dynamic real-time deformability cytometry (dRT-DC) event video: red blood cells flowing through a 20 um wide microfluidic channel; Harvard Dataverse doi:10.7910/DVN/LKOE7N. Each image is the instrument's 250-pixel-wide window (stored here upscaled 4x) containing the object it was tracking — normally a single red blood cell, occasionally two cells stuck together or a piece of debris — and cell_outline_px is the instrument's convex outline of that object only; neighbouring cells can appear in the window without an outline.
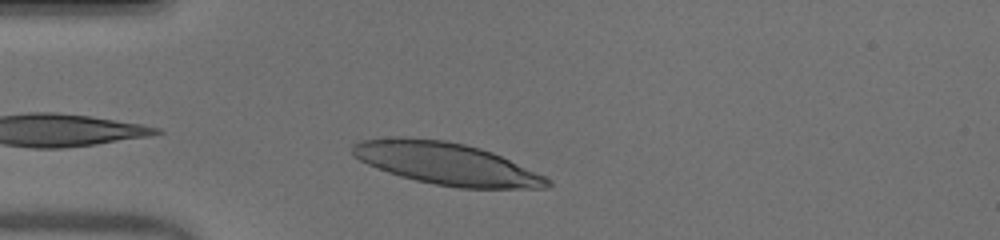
{"species": "human", "species_latin": "Homo sapiens", "temperature_condition": "warm", "stored_images_in_passage": 36, "camera_frame_rate_fps": 3000, "um_per_image_px": 0.085, "donor": {"sex": "male"}, "frame": {"image": 1, "passage_image": 2, "time_ms": 0.333, "image_size_px": [1000, 240], "cell_outline_px": [[552, 184], [544, 188], [460, 188], [436, 184], [416, 180], [400, 176], [388, 172], [368, 164], [360, 160], [352, 152], [352, 144], [360, 140], [444, 140], [464, 144], [480, 148], [492, 152], [544, 176]], "centroid_in_image_um": [38.0, 13.95], "position_along_channel_um": 47.0, "area_um2": 46.12}}
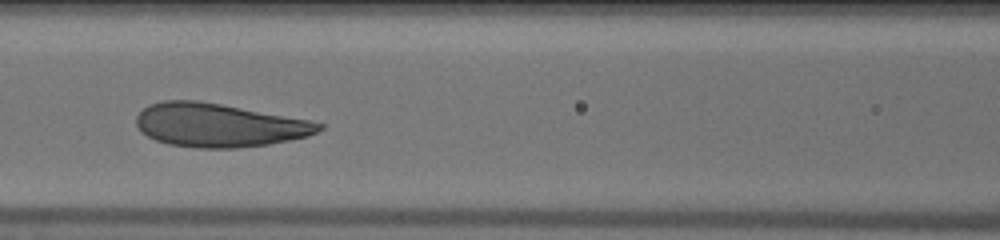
{"frame": {"image": 2, "passage_image": 11, "time_ms": 3.333, "image_size_px": [1000, 240], "cell_outline_px": [[324, 128], [308, 136], [268, 144], [236, 148], [196, 148], [168, 144], [156, 140], [148, 136], [136, 124], [136, 116], [148, 104], [164, 100], [196, 100], [220, 104], [308, 120], [324, 124]], "centroid_in_image_um": [18.58, 10.64], "position_along_channel_um": 148.0, "area_um2": 45.89}}
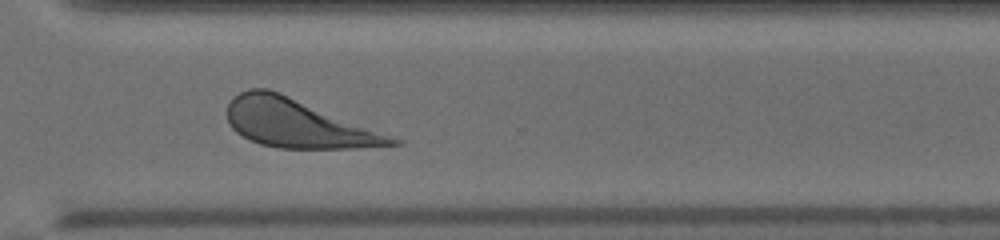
{"frame": {"image": 3, "passage_image": 26, "time_ms": 8.333, "image_size_px": [1000, 240], "cell_outline_px": [[400, 144], [360, 148], [276, 148], [260, 144], [248, 140], [236, 132], [228, 124], [228, 104], [232, 96], [248, 88], [268, 88], [280, 92], [400, 140]], "centroid_in_image_um": [25.2, 10.49], "position_along_channel_um": 345.4, "area_um2": 45.78}, "authors_computed_cell_mechanics": {"area_um2": 45.5753, "velocity_mm_per_s": 3.9543, "shape_relaxation_time_tau1_ms": 1.9636, "shape_relaxation_time_tau2_ms": 9.4009, "deformation_change_tau1": 0.1306, "deformation_change_tau2": 0.1834}}